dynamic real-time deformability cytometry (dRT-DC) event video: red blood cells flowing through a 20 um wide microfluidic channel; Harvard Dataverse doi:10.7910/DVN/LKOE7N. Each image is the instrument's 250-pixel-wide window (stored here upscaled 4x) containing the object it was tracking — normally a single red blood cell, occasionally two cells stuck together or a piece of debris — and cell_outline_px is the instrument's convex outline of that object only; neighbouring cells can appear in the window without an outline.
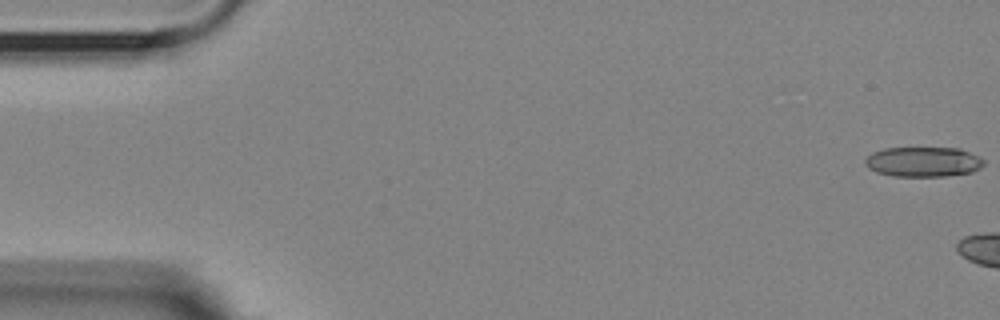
{"species": "Egyptian fruit bat (a non-hibernating species)", "species_latin": "Rousettus aegyptiacus", "temperature_condition": "room temperature", "stored_images_in_passage": 5, "camera_frame_rate_fps": 3000, "um_per_image_px": 0.085, "animal": {"sex": "female"}, "frame": {"image": 1, "passage_image": 1, "time_ms": 0.0, "image_size_px": [1000, 320], "cell_outline_px": [[984, 164], [980, 168], [972, 172], [948, 176], [892, 176], [876, 172], [868, 168], [864, 164], [864, 160], [872, 152], [884, 148], [960, 148], [980, 156], [984, 160]], "centroid_in_image_um": [78.48, 13.75], "position_along_channel_um": 6.5, "area_um2": 20.92}}